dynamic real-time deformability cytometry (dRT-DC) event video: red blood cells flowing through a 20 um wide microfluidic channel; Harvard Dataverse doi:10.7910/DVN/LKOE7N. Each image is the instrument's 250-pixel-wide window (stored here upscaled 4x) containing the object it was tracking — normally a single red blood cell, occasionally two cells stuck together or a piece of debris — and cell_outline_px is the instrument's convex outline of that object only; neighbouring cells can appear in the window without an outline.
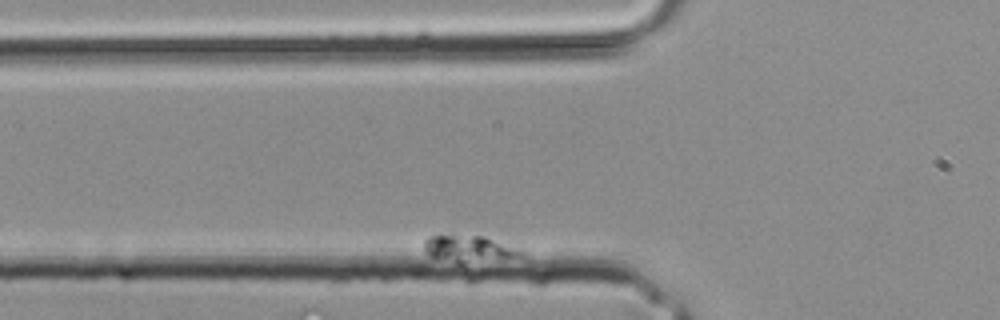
{"species": "common noctule bat (a hibernating species)", "species_latin": "Nyctalus noctula", "temperature_condition": "room temperature", "stored_images_in_passage": 31, "segment_of_instrument_passage": [2, 2], "camera_frame_rate_fps": 3000, "um_per_image_px": 0.085, "animal": {"sex": "male", "body_mass_g": 20.4}, "frame": {"image": 1, "passage_image": 5, "time_ms": 1.333, "image_size_px": [1000, 320], "cell_outline_px": [[524, 252], [508, 256], [460, 264], [432, 256], [424, 252], [424, 240], [428, 236], [440, 232], [452, 232], [484, 236]], "centroid_in_image_um": [39.58, 21.05], "position_along_channel_um": 86.2, "area_um2": 14.91}}
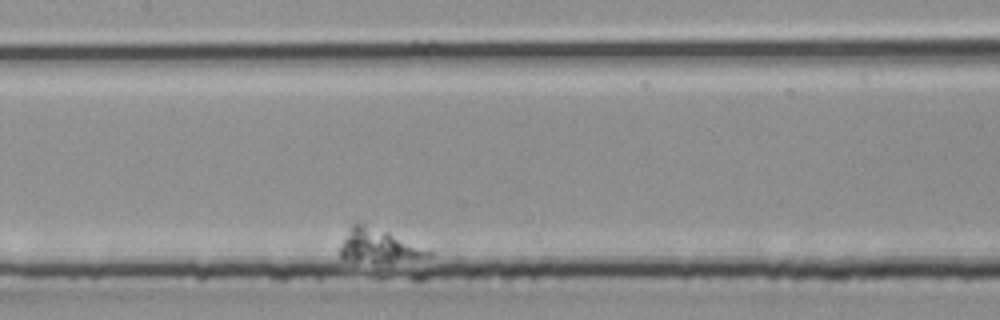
{"frame": {"image": 2, "passage_image": 14, "time_ms": 4.333, "image_size_px": [1000, 320], "cell_outline_px": [[432, 256], [416, 260], [344, 260], [340, 256], [340, 248], [352, 224], [364, 224], [388, 232], [428, 248], [432, 252]], "centroid_in_image_um": [32.25, 20.89], "position_along_channel_um": 175.2, "area_um2": 16.53}}
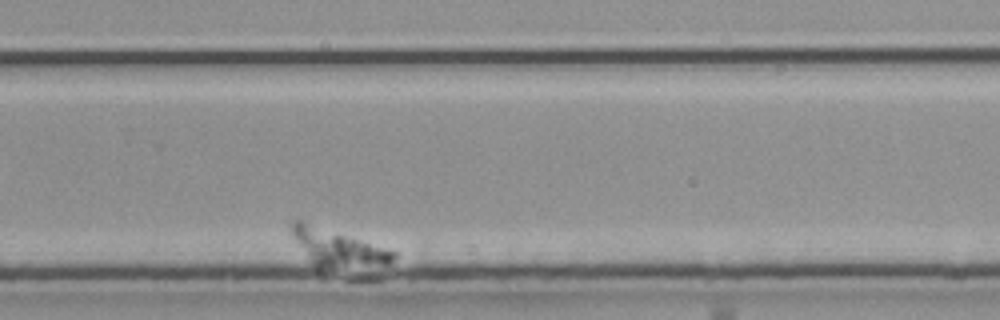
{"frame": {"image": 3, "passage_image": 25, "time_ms": 8.0, "image_size_px": [1000, 320], "cell_outline_px": [[400, 256], [388, 264], [320, 272], [312, 264], [296, 240], [292, 232], [292, 220], [300, 220], [400, 252]], "centroid_in_image_um": [28.78, 21.15], "position_along_channel_um": 301.0, "area_um2": 22.43}}